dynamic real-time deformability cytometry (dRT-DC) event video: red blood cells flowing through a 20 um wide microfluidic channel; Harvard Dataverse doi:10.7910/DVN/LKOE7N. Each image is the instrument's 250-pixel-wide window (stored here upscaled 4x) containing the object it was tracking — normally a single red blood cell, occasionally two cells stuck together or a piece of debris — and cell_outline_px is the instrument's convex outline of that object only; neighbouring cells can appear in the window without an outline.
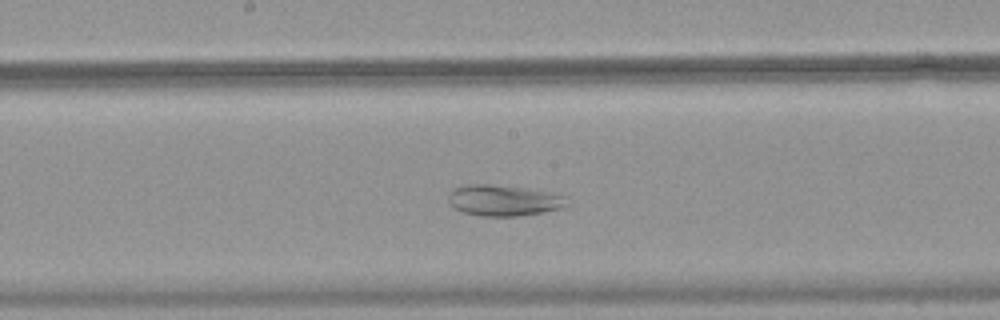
{"species": "common noctule bat (a hibernating species)", "species_latin": "Nyctalus noctula", "temperature_condition": "warm", "stored_images_in_passage": 48, "camera_frame_rate_fps": 3000, "um_per_image_px": 0.085, "animal": {"sex": "female", "body_mass_g": 18.4}, "frame": {"image": 1, "passage_image": 24, "time_ms": 7.667, "image_size_px": [1000, 320], "cell_outline_px": [[568, 204], [560, 208], [540, 212], [516, 216], [480, 216], [464, 212], [456, 208], [448, 200], [448, 192], [452, 188], [468, 184], [492, 184], [524, 188], [568, 196]], "centroid_in_image_um": [42.78, 17.02], "position_along_channel_um": 205.4, "area_um2": 21.27}}
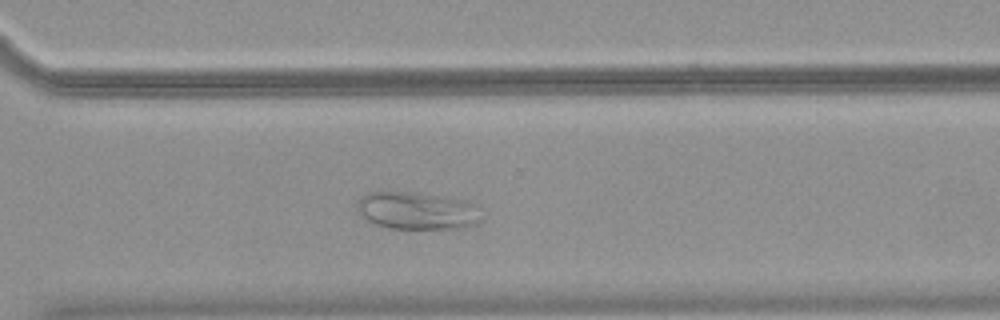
{"frame": {"image": 2, "passage_image": 34, "time_ms": 11.0, "image_size_px": [1000, 320], "cell_outline_px": [[480, 220], [464, 228], [388, 228], [376, 224], [360, 216], [360, 200], [368, 192], [420, 192], [448, 196], [468, 200], [480, 204]], "centroid_in_image_um": [35.56, 17.89], "position_along_channel_um": 335.0, "area_um2": 27.28}}
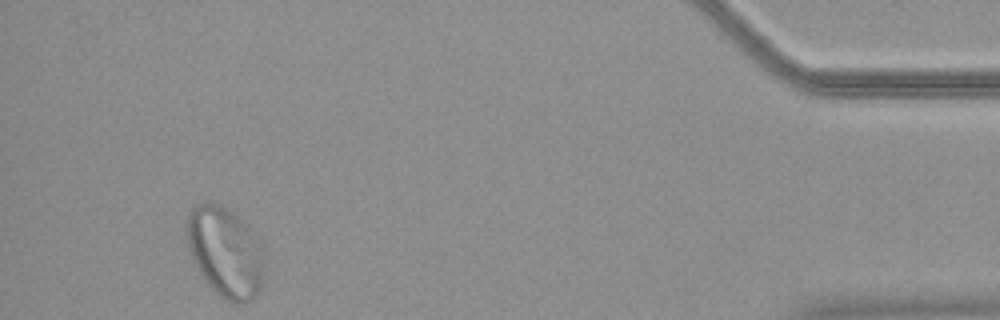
{"frame": {"image": 3, "passage_image": 45, "time_ms": 14.667, "image_size_px": [1000, 320], "cell_outline_px": [[260, 288], [252, 300], [236, 304], [224, 300], [208, 284], [200, 272], [188, 248], [188, 216], [192, 208], [196, 204], [220, 204], [228, 208], [248, 228], [260, 268]], "centroid_in_image_um": [19.03, 21.45], "position_along_channel_um": 416.2, "area_um2": 38.09}}